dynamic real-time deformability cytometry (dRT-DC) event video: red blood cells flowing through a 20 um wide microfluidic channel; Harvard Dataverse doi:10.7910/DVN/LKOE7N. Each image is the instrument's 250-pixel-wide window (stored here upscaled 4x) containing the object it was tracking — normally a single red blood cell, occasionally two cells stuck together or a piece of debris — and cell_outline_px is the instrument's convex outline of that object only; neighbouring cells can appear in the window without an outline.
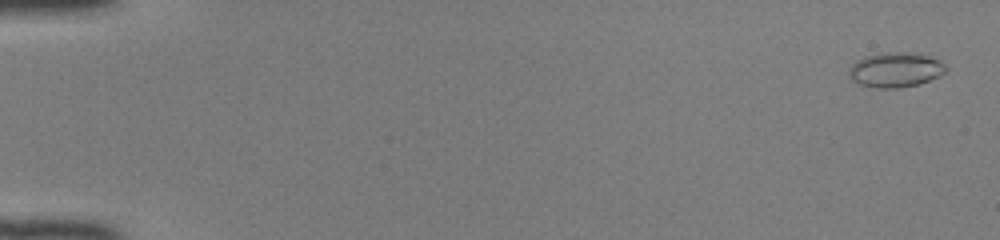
{"species": "common noctule bat (a hibernating species)", "species_latin": "Nyctalus noctula", "temperature_condition": "room temperature", "stored_images_in_passage": 50, "camera_frame_rate_fps": 3000, "um_per_image_px": 0.085, "animal": {"sex": "female", "body_mass_g": 22.0, "forearm_length_mm": 56.7}, "frame": {"image": 1, "passage_image": 2, "time_ms": 0.333, "image_size_px": [1000, 240], "cell_outline_px": [[948, 72], [940, 76], [916, 84], [896, 88], [876, 88], [860, 84], [852, 80], [848, 76], [848, 68], [856, 60], [864, 56], [888, 52], [904, 52], [928, 56], [940, 60], [948, 68]], "centroid_in_image_um": [76.1, 5.93], "position_along_channel_um": 8.9, "area_um2": 19.71}}
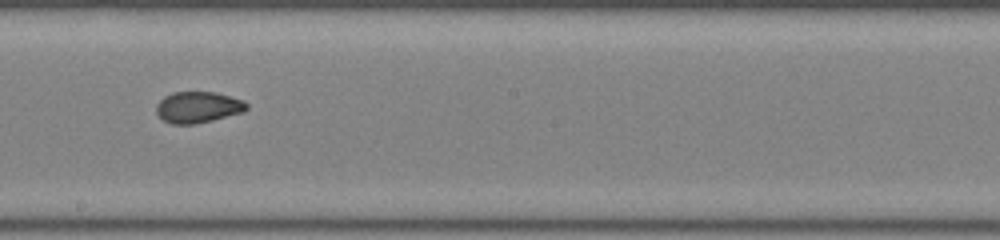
{"frame": {"image": 2, "passage_image": 30, "time_ms": 9.667, "image_size_px": [1000, 240], "cell_outline_px": [[248, 108], [244, 112], [196, 124], [172, 124], [164, 120], [156, 112], [156, 104], [164, 96], [172, 92], [216, 92], [244, 100], [248, 104]], "centroid_in_image_um": [16.84, 9.1], "position_along_channel_um": 231.4, "area_um2": 16.53}}
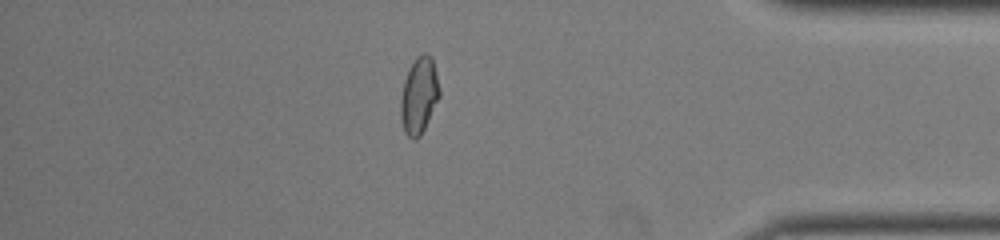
{"frame": {"image": 3, "passage_image": 44, "time_ms": 14.333, "image_size_px": [1000, 240], "cell_outline_px": [[440, 96], [420, 136], [416, 140], [412, 140], [404, 132], [400, 120], [400, 100], [404, 80], [408, 68], [416, 56], [424, 52], [432, 56], [440, 88]], "centroid_in_image_um": [35.6, 8.1], "position_along_channel_um": 399.6, "area_um2": 17.57}, "authors_computed_cell_mechanics": {"area_um2": 17.34, "velocity_mm_per_s": 4.1578, "shape_relaxation_time_tau1_ms": null, "shape_relaxation_time_tau2_ms": 1.2396, "deformation_change_tau1": null, "deformation_change_tau2": 0.0495}}